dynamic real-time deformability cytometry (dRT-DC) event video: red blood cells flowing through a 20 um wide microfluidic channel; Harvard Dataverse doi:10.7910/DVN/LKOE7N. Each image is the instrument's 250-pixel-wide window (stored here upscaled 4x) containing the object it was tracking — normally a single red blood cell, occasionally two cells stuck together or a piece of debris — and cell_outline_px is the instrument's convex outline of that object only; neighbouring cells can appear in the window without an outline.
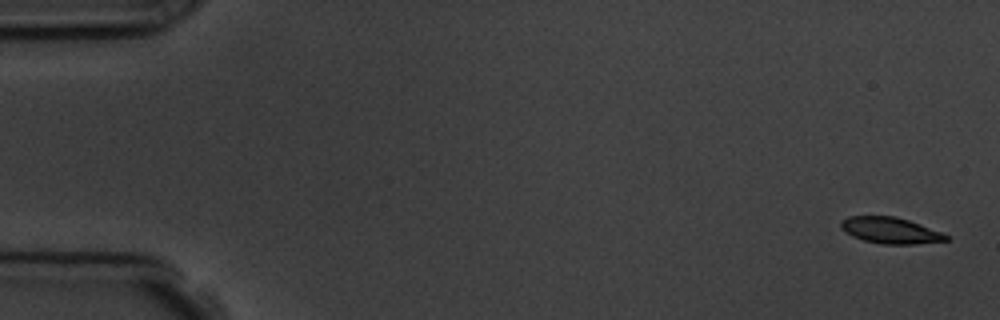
{"species": "common noctule bat (a hibernating species)", "species_latin": "Nyctalus noctula", "temperature_condition": "room temperature", "stored_images_in_passage": 4, "camera_frame_rate_fps": 3000, "um_per_image_px": 0.085, "animal": {"sex": "male", "body_mass_g": 19.5, "forearm_length_mm": 54.6}, "frame": {"image": 1, "passage_image": 1, "time_ms": 0.0, "image_size_px": [1000, 320], "cell_outline_px": [[948, 240], [916, 244], [880, 244], [864, 240], [852, 236], [844, 232], [840, 228], [840, 220], [848, 216], [896, 216], [920, 224], [940, 232], [948, 236]], "centroid_in_image_um": [75.62, 19.58], "position_along_channel_um": 9.4, "area_um2": 16.07}}
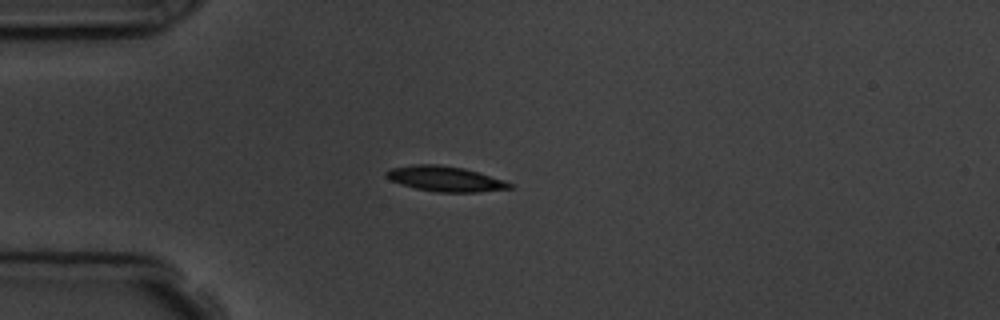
{"frame": {"image": 2, "passage_image": 4, "time_ms": 4.333, "image_size_px": [1000, 320], "cell_outline_px": [[512, 188], [476, 192], [436, 192], [416, 188], [400, 184], [384, 176], [384, 172], [392, 168], [416, 164], [440, 164], [464, 168], [480, 172], [504, 180], [512, 184]], "centroid_in_image_um": [37.84, 15.19], "position_along_channel_um": 47.2, "area_um2": 18.15}}